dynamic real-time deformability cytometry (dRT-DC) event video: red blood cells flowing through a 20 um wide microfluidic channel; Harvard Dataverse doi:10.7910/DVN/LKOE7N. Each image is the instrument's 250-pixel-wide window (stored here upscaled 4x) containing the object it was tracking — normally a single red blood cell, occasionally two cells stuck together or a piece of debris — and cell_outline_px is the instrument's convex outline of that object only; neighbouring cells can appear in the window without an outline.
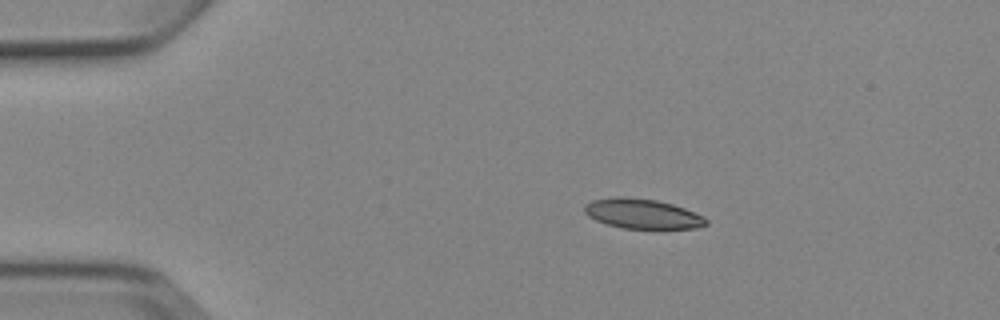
{"species": "Egyptian fruit bat (a non-hibernating species)", "species_latin": "Rousettus aegyptiacus", "temperature_condition": "cold", "stored_images_in_passage": 3, "camera_frame_rate_fps": 3000, "um_per_image_px": 0.085, "animal": {"sex": "female"}, "frame": {"image": 1, "passage_image": 2, "time_ms": 1.333, "image_size_px": [1000, 320], "cell_outline_px": [[708, 224], [696, 228], [624, 228], [608, 224], [596, 220], [588, 216], [584, 212], [584, 204], [592, 200], [620, 196], [656, 200], [672, 204], [684, 208], [704, 216], [708, 220]], "centroid_in_image_um": [54.6, 18.16], "position_along_channel_um": 30.4, "area_um2": 20.98}}